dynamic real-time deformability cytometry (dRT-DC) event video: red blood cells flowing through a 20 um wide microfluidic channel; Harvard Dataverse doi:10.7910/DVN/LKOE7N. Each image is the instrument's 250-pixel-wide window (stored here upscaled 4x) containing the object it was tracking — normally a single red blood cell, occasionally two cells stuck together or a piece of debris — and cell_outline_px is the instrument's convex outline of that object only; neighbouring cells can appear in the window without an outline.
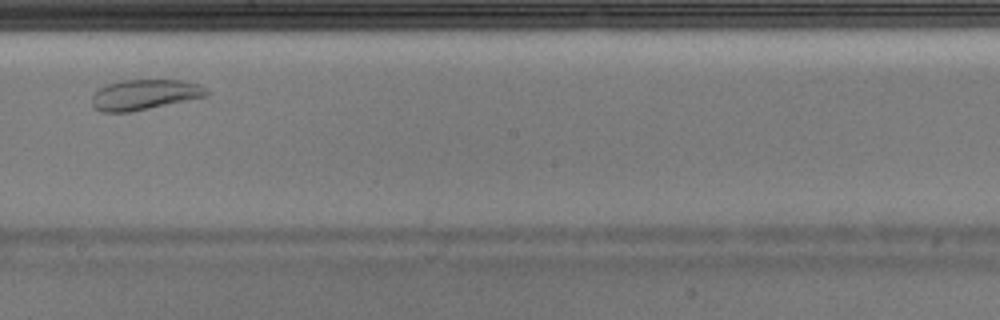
{"species": "Egyptian fruit bat (a non-hibernating species)", "species_latin": "Rousettus aegyptiacus", "temperature_condition": "warm", "stored_images_in_passage": 26, "camera_frame_rate_fps": 3000, "um_per_image_px": 0.085, "animal": {"sex": "male"}, "frame": {"image": 1, "passage_image": 15, "time_ms": 4.667, "image_size_px": [1000, 320], "cell_outline_px": [[208, 92], [204, 96], [128, 112], [100, 112], [92, 104], [92, 96], [100, 88], [108, 84], [120, 80], [180, 80], [200, 84]], "centroid_in_image_um": [12.23, 8.03], "position_along_channel_um": 236.0, "area_um2": 19.71}}